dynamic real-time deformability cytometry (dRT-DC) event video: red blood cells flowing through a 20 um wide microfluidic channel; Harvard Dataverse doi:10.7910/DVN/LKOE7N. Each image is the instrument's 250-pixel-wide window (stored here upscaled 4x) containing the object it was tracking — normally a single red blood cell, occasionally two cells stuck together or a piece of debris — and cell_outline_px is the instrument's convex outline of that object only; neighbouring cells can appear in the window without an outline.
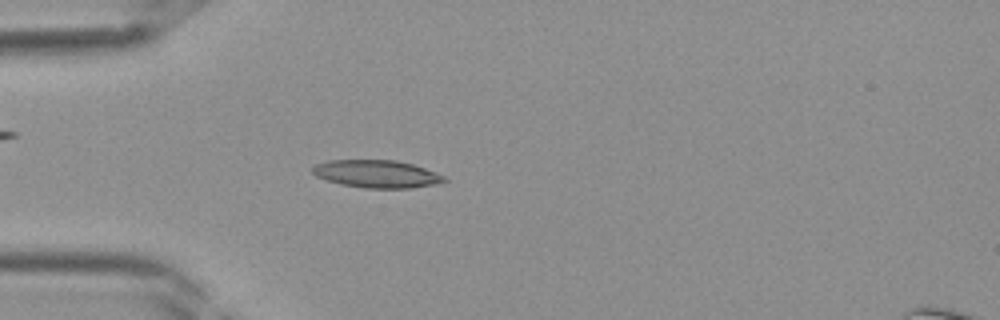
{"species": "Egyptian fruit bat (a non-hibernating species)", "species_latin": "Rousettus aegyptiacus", "temperature_condition": "room temperature", "stored_images_in_passage": 38, "camera_frame_rate_fps": 3000, "um_per_image_px": 0.085, "frame": {"image": 1, "passage_image": 10, "time_ms": 3.0, "image_size_px": [1000, 320], "cell_outline_px": [[448, 180], [436, 184], [412, 188], [364, 188], [340, 184], [316, 176], [312, 172], [312, 168], [316, 164], [328, 160], [396, 160], [412, 164], [424, 168], [444, 176]], "centroid_in_image_um": [32.02, 14.78], "position_along_channel_um": 53.0, "area_um2": 21.15}}
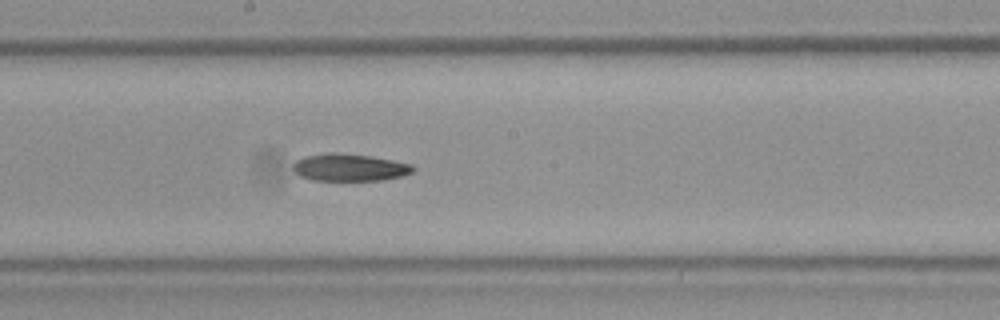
{"frame": {"image": 2, "passage_image": 20, "time_ms": 6.333, "image_size_px": [1000, 320], "cell_outline_px": [[416, 168], [412, 172], [400, 176], [380, 180], [312, 180], [300, 176], [292, 168], [292, 164], [296, 160], [304, 156], [328, 152], [340, 152], [372, 156], [412, 164]], "centroid_in_image_um": [29.68, 14.21], "position_along_channel_um": 218.5, "area_um2": 19.19}}
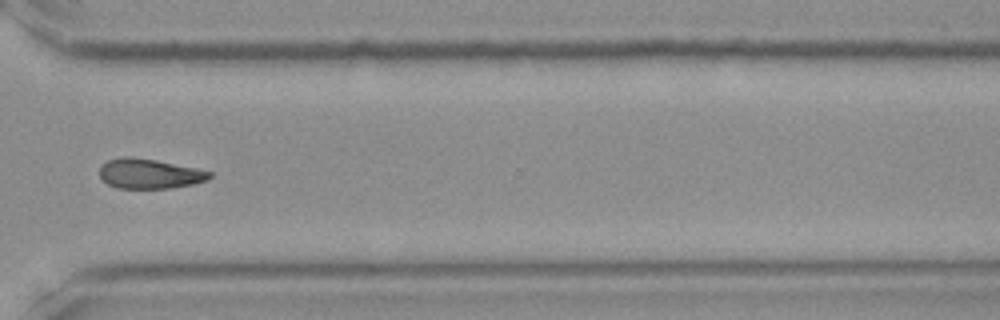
{"frame": {"image": 3, "passage_image": 28, "time_ms": 9.0, "image_size_px": [1000, 320], "cell_outline_px": [[212, 176], [208, 180], [192, 184], [168, 188], [116, 188], [108, 184], [100, 176], [100, 164], [108, 160], [124, 156], [132, 156], [156, 160], [196, 168], [212, 172]], "centroid_in_image_um": [12.69, 14.75], "position_along_channel_um": 357.9, "area_um2": 19.13}}